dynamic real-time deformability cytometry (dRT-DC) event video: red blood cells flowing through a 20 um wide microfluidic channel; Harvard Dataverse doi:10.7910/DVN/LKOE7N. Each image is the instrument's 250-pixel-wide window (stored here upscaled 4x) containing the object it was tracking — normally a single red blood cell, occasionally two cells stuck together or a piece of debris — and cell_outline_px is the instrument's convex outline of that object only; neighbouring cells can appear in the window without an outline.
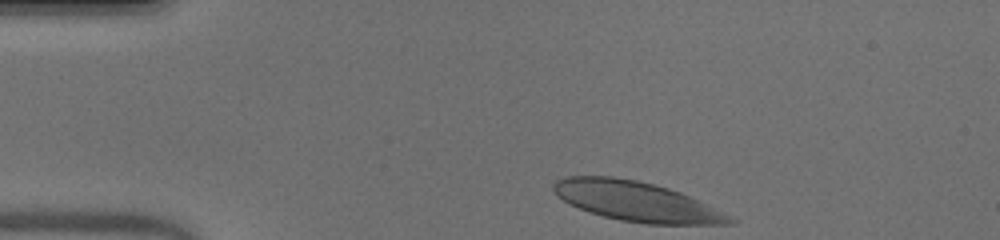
{"species": "human", "species_latin": "Homo sapiens", "temperature_condition": "warm", "stored_images_in_passage": 37, "camera_frame_rate_fps": 3000, "um_per_image_px": 0.085, "donor": {"sex": "male"}, "frame": {"image": 1, "passage_image": 1, "time_ms": 0.0, "image_size_px": [1000, 240], "cell_outline_px": [[736, 220], [724, 224], [648, 224], [620, 220], [588, 212], [564, 200], [552, 188], [556, 180], [568, 176], [612, 176], [636, 180], [652, 184], [688, 196]], "centroid_in_image_um": [54.01, 17.12], "position_along_channel_um": 31.0, "area_um2": 39.48}}
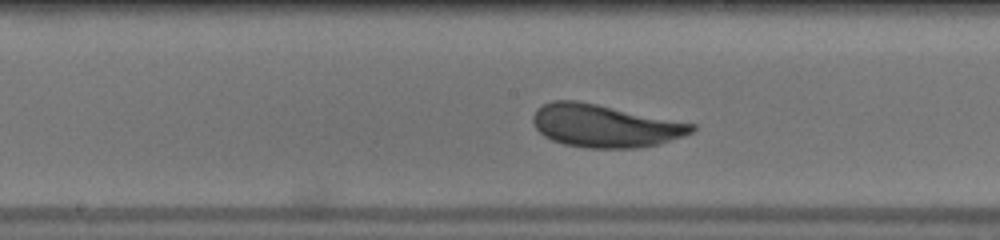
{"frame": {"image": 2, "passage_image": 18, "time_ms": 5.667, "image_size_px": [1000, 240], "cell_outline_px": [[696, 128], [692, 132], [656, 144], [636, 148], [588, 148], [564, 144], [552, 140], [544, 136], [536, 128], [532, 120], [532, 116], [544, 104], [552, 100], [576, 100], [696, 124]], "centroid_in_image_um": [51.38, 10.69], "position_along_channel_um": 196.8, "area_um2": 39.02}}
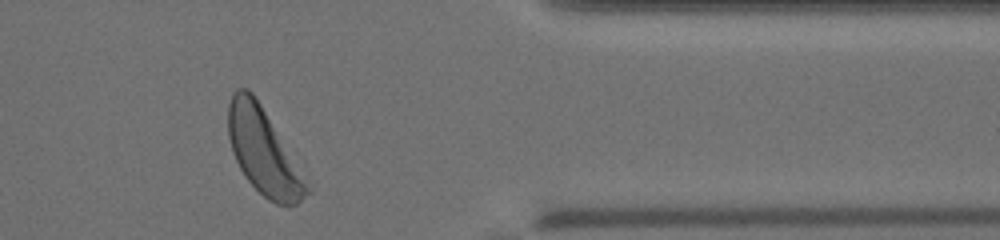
{"frame": {"image": 3, "passage_image": 34, "time_ms": 11.0, "image_size_px": [1000, 240], "cell_outline_px": [[312, 192], [296, 204], [276, 204], [268, 200], [248, 180], [240, 168], [236, 160], [228, 136], [228, 104], [232, 92], [236, 88], [248, 88], [252, 92], [260, 104], [312, 188]], "centroid_in_image_um": [22.39, 12.88], "position_along_channel_um": 389.0, "area_um2": 38.67}, "authors_computed_cell_mechanics": {"area_um2": 39.4196, "velocity_mm_per_s": 3.9429, "shape_relaxation_time_tau1_ms": 2.4382, "shape_relaxation_time_tau2_ms": 1.2477, "deformation_change_tau1": 0.1385, "deformation_change_tau2": 0.0751}}